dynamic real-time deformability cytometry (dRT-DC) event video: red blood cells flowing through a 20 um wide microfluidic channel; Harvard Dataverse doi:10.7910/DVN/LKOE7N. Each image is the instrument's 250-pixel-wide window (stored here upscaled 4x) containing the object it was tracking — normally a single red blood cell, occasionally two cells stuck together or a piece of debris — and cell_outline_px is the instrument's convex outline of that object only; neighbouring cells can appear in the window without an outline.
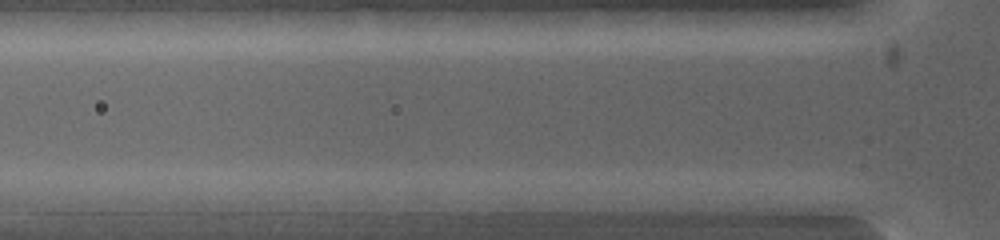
{"species": "common noctule bat (a hibernating species)", "species_latin": "Nyctalus noctula", "temperature_condition": "warm", "stored_images_in_passage": 4, "segment_of_instrument_passage": [2, 2], "camera_frame_rate_fps": 5000, "um_per_image_px": 0.085, "animal": {"sex": "female", "body_mass_g": 19.0, "forearm_length_mm": 53.3}, "frame": {"image": 1, "passage_image": 4, "time_ms": 1.0, "image_size_px": [1000, 240], "cell_outline_px": [[592, 200], [576, 212], [496, 212], [496, 200], [560, 192], [568, 192]], "centroid_in_image_um": [46.18, 17.29], "position_along_channel_um": 79.6, "area_um2": 10.64}}